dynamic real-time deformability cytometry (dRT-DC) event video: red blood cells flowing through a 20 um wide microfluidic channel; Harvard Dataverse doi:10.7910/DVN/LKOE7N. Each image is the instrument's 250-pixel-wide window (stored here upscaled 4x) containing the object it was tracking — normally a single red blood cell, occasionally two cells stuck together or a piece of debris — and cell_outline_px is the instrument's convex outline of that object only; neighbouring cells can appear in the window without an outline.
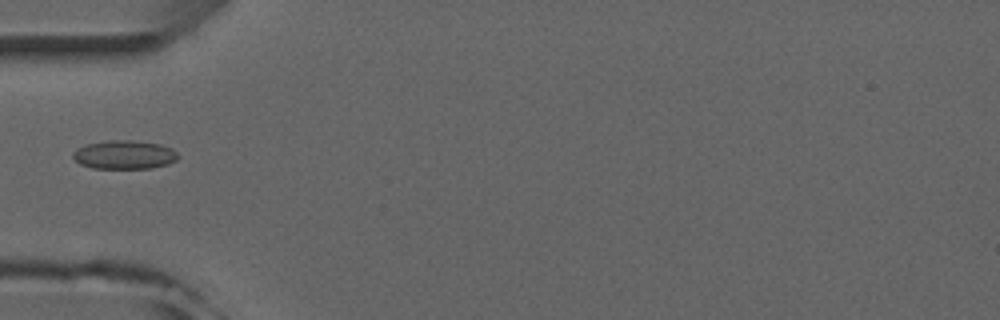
{"species": "common noctule bat (a hibernating species)", "species_latin": "Nyctalus noctula", "temperature_condition": "room temperature", "stored_images_in_passage": 5, "camera_frame_rate_fps": 3000, "um_per_image_px": 0.085, "animal": {"sex": "male", "forearm_length_mm": 52.5}, "frame": {"image": 1, "passage_image": 4, "time_ms": 3.667, "image_size_px": [1000, 320], "cell_outline_px": [[180, 156], [176, 160], [168, 164], [152, 168], [92, 168], [80, 164], [72, 156], [72, 152], [84, 144], [108, 140], [132, 140], [160, 144], [172, 148]], "centroid_in_image_um": [10.57, 13.14], "position_along_channel_um": 74.4, "area_um2": 17.69}}
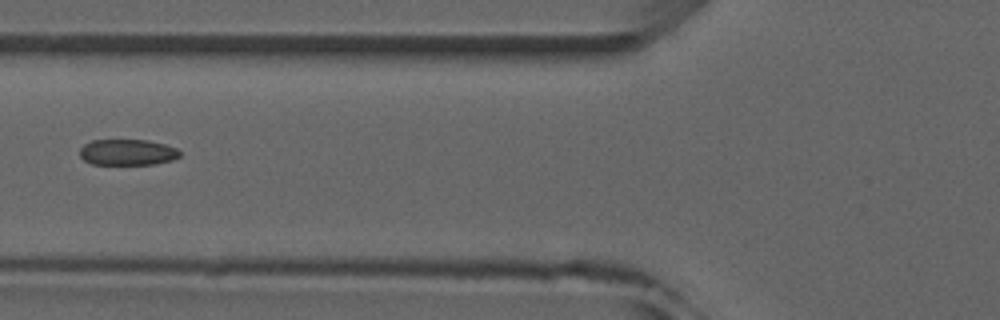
{"frame": {"image": 2, "passage_image": 5, "time_ms": 4.667, "image_size_px": [1000, 320], "cell_outline_px": [[180, 156], [172, 160], [152, 164], [92, 164], [84, 160], [80, 156], [80, 148], [84, 144], [92, 140], [148, 140], [164, 144], [176, 148], [180, 152]], "centroid_in_image_um": [10.82, 12.94], "position_along_channel_um": 115.0, "area_um2": 15.09}}